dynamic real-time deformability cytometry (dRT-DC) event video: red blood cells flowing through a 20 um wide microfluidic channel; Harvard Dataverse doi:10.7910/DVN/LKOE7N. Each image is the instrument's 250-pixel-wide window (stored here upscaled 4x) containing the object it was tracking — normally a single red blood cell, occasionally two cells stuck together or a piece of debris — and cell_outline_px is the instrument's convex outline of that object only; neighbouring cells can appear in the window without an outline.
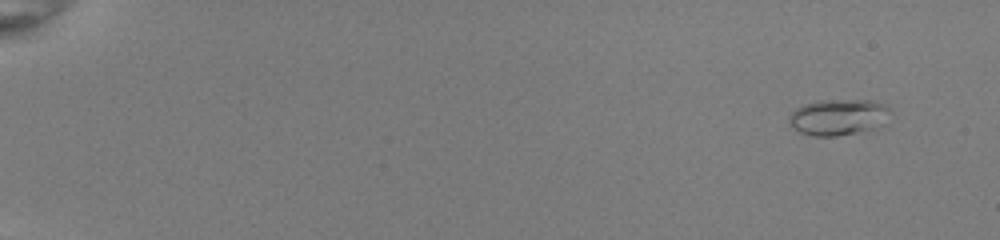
{"species": "common noctule bat (a hibernating species)", "species_latin": "Nyctalus noctula", "temperature_condition": "room temperature", "stored_images_in_passage": 50, "camera_frame_rate_fps": 3000, "um_per_image_px": 0.085, "animal": {"sex": "female", "body_mass_g": 22.0, "forearm_length_mm": 56.7}, "frame": {"image": 1, "passage_image": 1, "time_ms": 0.0, "image_size_px": [1000, 240], "cell_outline_px": [[888, 112], [876, 128], [836, 136], [812, 136], [800, 132], [788, 124], [788, 116], [796, 108], [804, 104], [824, 100], [872, 100], [884, 104], [888, 108]], "centroid_in_image_um": [71.16, 9.95], "position_along_channel_um": 13.8, "area_um2": 20.92}}
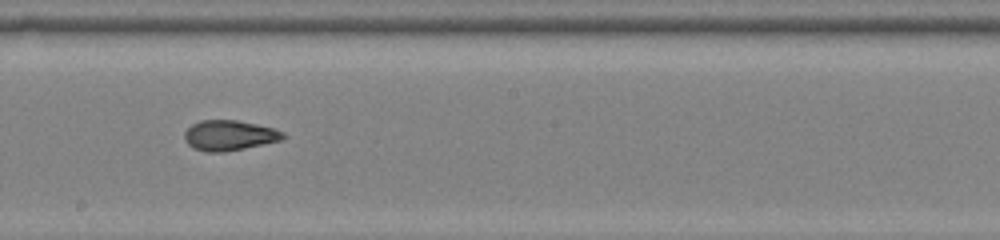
{"frame": {"image": 2, "passage_image": 30, "time_ms": 9.667, "image_size_px": [1000, 240], "cell_outline_px": [[284, 136], [280, 140], [244, 148], [224, 152], [208, 152], [196, 148], [188, 144], [184, 136], [184, 132], [192, 124], [200, 120], [236, 120], [256, 124], [272, 128], [284, 132]], "centroid_in_image_um": [19.46, 11.5], "position_along_channel_um": 228.7, "area_um2": 17.05}}
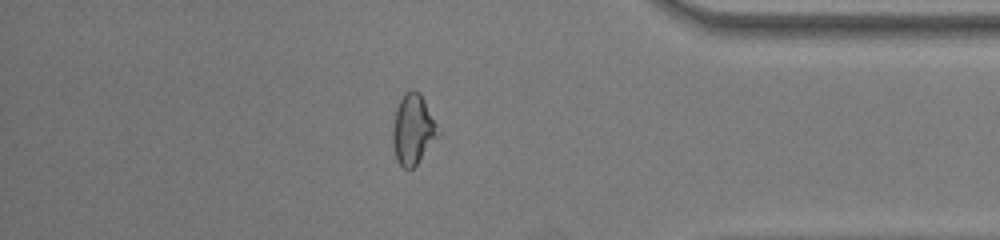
{"frame": {"image": 3, "passage_image": 44, "time_ms": 14.333, "image_size_px": [1000, 240], "cell_outline_px": [[440, 132], [416, 164], [412, 168], [404, 168], [396, 160], [392, 140], [392, 132], [396, 108], [400, 100], [408, 92], [420, 92]], "centroid_in_image_um": [35.08, 11.02], "position_along_channel_um": 400.1, "area_um2": 17.8}, "authors_computed_cell_mechanics": {"area_um2": 17.4845, "velocity_mm_per_s": 4.0206, "shape_relaxation_time_tau1_ms": 7.9133, "shape_relaxation_time_tau2_ms": 1.761, "deformation_change_tau1": 0.2463, "deformation_change_tau2": 0.0743}}